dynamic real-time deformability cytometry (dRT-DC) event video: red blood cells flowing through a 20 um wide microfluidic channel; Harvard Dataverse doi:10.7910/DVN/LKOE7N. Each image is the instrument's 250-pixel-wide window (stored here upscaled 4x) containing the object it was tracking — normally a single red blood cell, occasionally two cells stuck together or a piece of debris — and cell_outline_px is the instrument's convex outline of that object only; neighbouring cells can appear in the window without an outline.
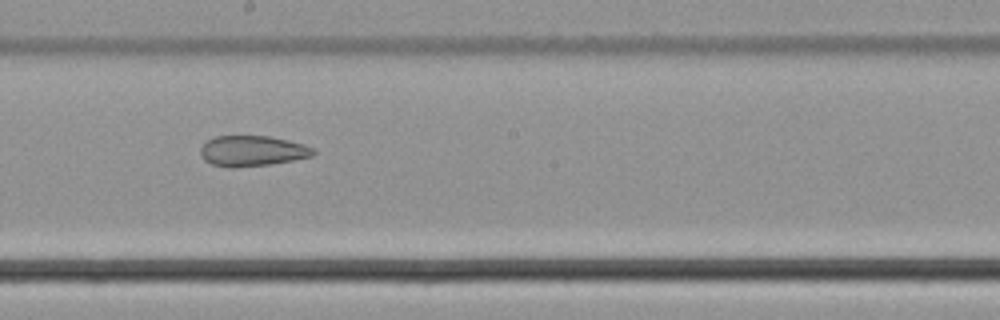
{"species": "common noctule bat (a hibernating species)", "species_latin": "Nyctalus noctula", "temperature_condition": "cold", "stored_images_in_passage": 30, "camera_frame_rate_fps": 3000, "um_per_image_px": 0.085, "animal": {"sex": "male", "body_mass_g": 21.5, "forearm_length_mm": 52.0}, "frame": {"image": 1, "passage_image": 13, "time_ms": 4.0, "image_size_px": [1000, 320], "cell_outline_px": [[316, 152], [312, 156], [292, 160], [268, 164], [236, 168], [228, 168], [212, 164], [204, 160], [200, 156], [200, 148], [208, 140], [216, 136], [272, 136], [304, 144], [316, 148]], "centroid_in_image_um": [21.44, 12.83], "position_along_channel_um": 226.8, "area_um2": 20.23}}
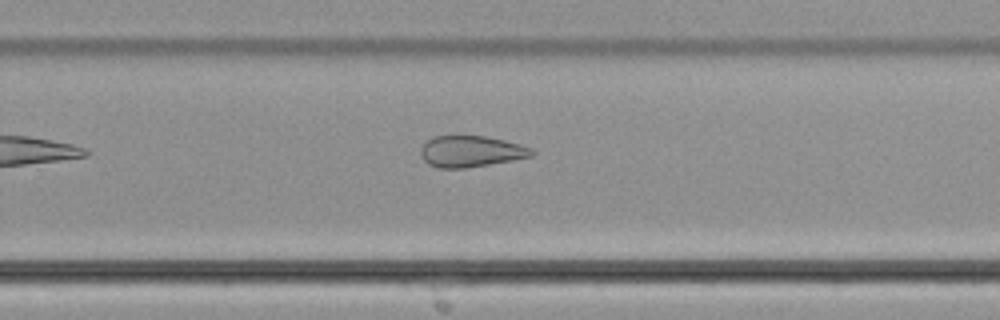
{"frame": {"image": 2, "passage_image": 18, "time_ms": 5.667, "image_size_px": [1000, 320], "cell_outline_px": [[536, 152], [532, 156], [512, 160], [464, 168], [440, 168], [428, 164], [424, 160], [420, 152], [420, 148], [428, 140], [436, 136], [484, 136], [504, 140], [520, 144], [532, 148]], "centroid_in_image_um": [40.04, 12.87], "position_along_channel_um": 289.8, "area_um2": 20.06}}